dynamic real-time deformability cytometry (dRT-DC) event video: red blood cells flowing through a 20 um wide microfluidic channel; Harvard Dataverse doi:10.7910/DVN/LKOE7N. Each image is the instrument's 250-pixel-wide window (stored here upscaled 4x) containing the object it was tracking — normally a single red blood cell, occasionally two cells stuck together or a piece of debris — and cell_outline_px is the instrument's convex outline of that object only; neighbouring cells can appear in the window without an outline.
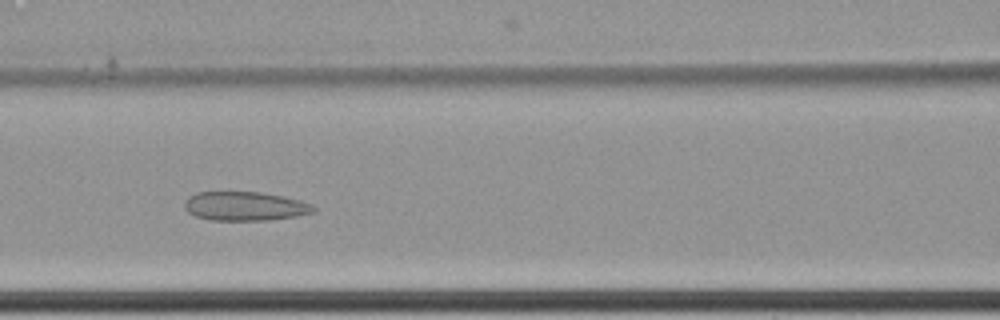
{"species": "common noctule bat (a hibernating species)", "species_latin": "Nyctalus noctula", "temperature_condition": "cold", "stored_images_in_passage": 16, "segment_of_instrument_passage": [1, 2], "camera_frame_rate_fps": 3000, "um_per_image_px": 0.085, "animal": {"sex": "female", "body_mass_g": 22.7, "forearm_length_mm": 54.2}, "frame": {"image": 1, "passage_image": 7, "time_ms": 2.0, "image_size_px": [1000, 320], "cell_outline_px": [[316, 212], [296, 216], [268, 220], [212, 220], [196, 216], [188, 212], [184, 208], [184, 200], [188, 196], [196, 192], [260, 192], [300, 200], [312, 204], [316, 208]], "centroid_in_image_um": [20.81, 17.52], "position_along_channel_um": 145.8, "area_um2": 21.85}}
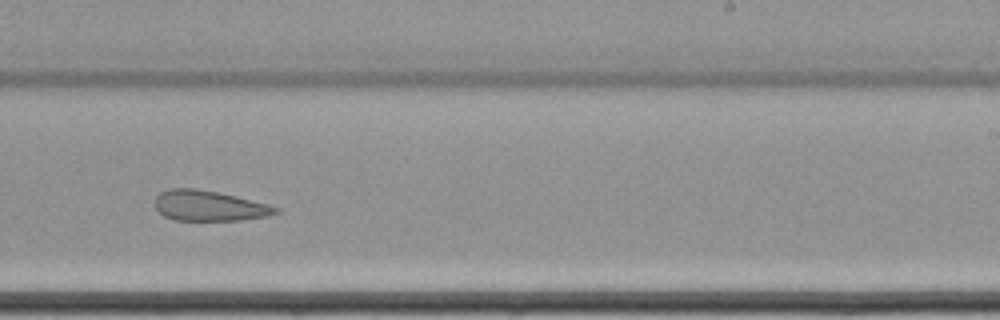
{"frame": {"image": 2, "passage_image": 10, "time_ms": 3.0, "image_size_px": [1000, 320], "cell_outline_px": [[280, 212], [268, 216], [240, 220], [176, 220], [164, 216], [156, 208], [156, 196], [160, 192], [168, 188], [192, 188], [216, 192], [268, 204], [280, 208]], "centroid_in_image_um": [17.78, 17.49], "position_along_channel_um": 271.2, "area_um2": 21.15}}
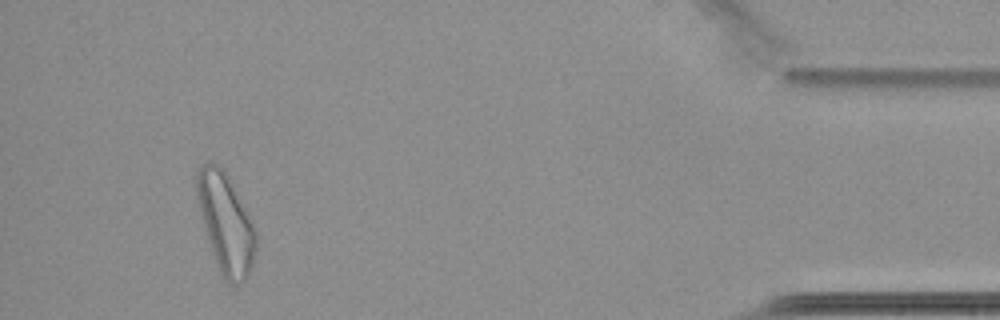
{"frame": {"image": 3, "passage_image": 14, "time_ms": 4.333, "image_size_px": [1000, 320], "cell_outline_px": [[256, 252], [248, 276], [244, 280], [232, 284], [228, 284], [224, 280], [216, 268], [200, 220], [196, 192], [196, 172], [200, 164], [208, 160], [212, 160], [228, 176], [248, 212], [256, 228]], "centroid_in_image_um": [19.15, 18.98], "position_along_channel_um": 416.1, "area_um2": 35.08}}